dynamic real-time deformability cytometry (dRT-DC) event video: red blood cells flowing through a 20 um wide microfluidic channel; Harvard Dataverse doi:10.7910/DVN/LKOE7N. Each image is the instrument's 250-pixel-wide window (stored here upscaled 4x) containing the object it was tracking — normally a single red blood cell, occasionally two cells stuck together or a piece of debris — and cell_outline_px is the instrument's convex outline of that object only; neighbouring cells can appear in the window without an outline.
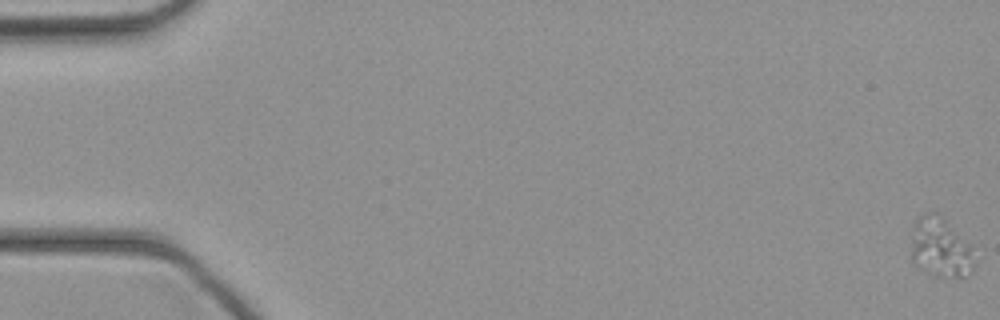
{"species": "common noctule bat (a hibernating species)", "species_latin": "Nyctalus noctula", "temperature_condition": "cold", "stored_images_in_passage": 46, "camera_frame_rate_fps": 3000, "um_per_image_px": 0.085, "animal": {"sex": "female", "body_mass_g": 21.9}, "frame": {"image": 1, "passage_image": 1, "time_ms": 0.0, "image_size_px": [1000, 320], "cell_outline_px": [[976, 264], [968, 276], [932, 276], [912, 264], [912, 224], [916, 216], [924, 212], [936, 212], [972, 248], [976, 260]], "centroid_in_image_um": [79.9, 21.06], "position_along_channel_um": 5.1, "area_um2": 22.14}}
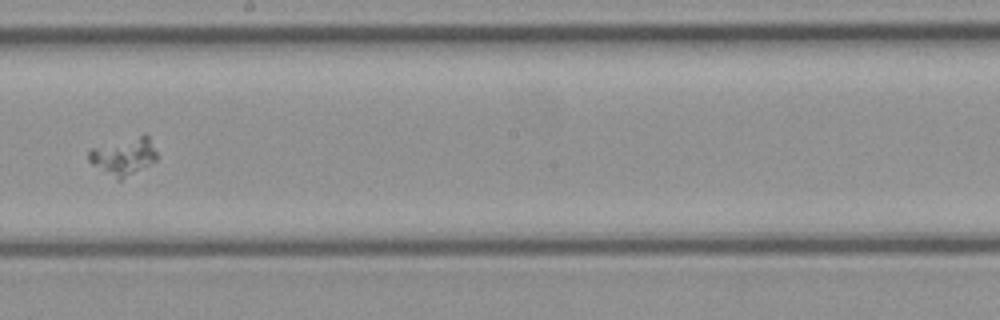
{"frame": {"image": 2, "passage_image": 27, "time_ms": 8.667, "image_size_px": [1000, 320], "cell_outline_px": [[156, 160], [120, 180], [116, 180], [92, 164], [88, 160], [88, 152], [92, 148], [144, 132], [148, 136], [156, 152]], "centroid_in_image_um": [10.5, 13.25], "position_along_channel_um": 237.7, "area_um2": 14.8}}
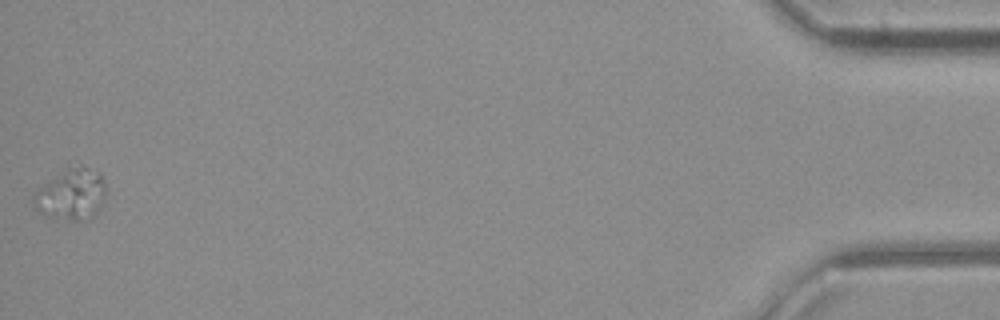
{"frame": {"image": 3, "passage_image": 46, "time_ms": 15.0, "image_size_px": [1000, 320], "cell_outline_px": [[104, 200], [100, 208], [92, 216], [80, 220], [56, 220], [44, 216], [36, 208], [32, 200], [36, 192], [68, 160], [80, 164], [100, 172], [104, 184]], "centroid_in_image_um": [6.04, 16.44], "position_along_channel_um": 429.2, "area_um2": 22.43}}